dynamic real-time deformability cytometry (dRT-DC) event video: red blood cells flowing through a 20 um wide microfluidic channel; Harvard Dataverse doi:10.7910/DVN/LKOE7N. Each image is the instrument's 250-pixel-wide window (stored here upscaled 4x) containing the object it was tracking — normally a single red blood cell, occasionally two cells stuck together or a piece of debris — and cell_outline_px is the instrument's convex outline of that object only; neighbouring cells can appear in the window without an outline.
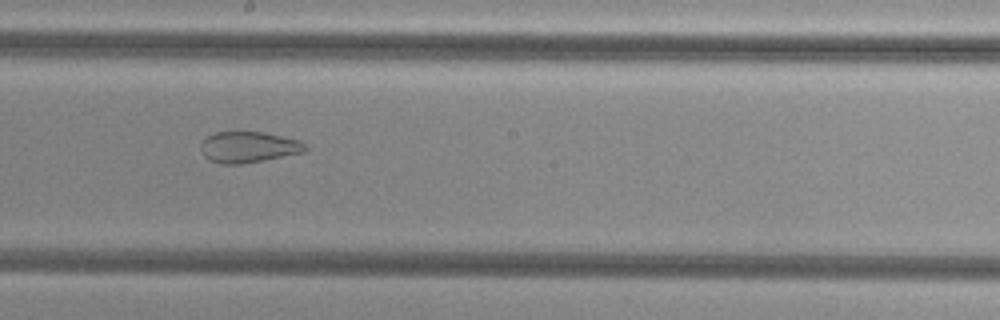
{"species": "common noctule bat (a hibernating species)", "species_latin": "Nyctalus noctula", "temperature_condition": "cold", "stored_images_in_passage": 54, "camera_frame_rate_fps": 3000, "um_per_image_px": 0.085, "animal": {"sex": "female", "body_mass_g": 29.2, "forearm_length_mm": 56.3}, "frame": {"image": 1, "passage_image": 31, "time_ms": 10.0, "image_size_px": [1000, 320], "cell_outline_px": [[308, 148], [304, 152], [240, 164], [220, 164], [208, 160], [204, 156], [200, 148], [200, 144], [208, 136], [216, 132], [264, 132], [296, 140], [304, 144]], "centroid_in_image_um": [21.06, 12.51], "position_along_channel_um": 227.1, "area_um2": 18.61}}
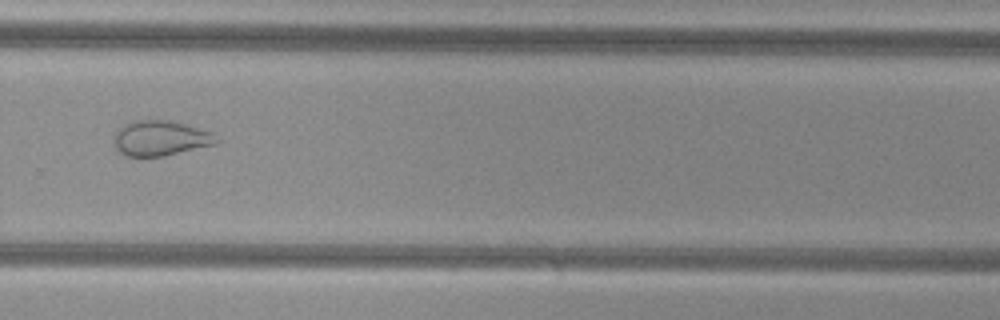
{"frame": {"image": 2, "passage_image": 38, "time_ms": 12.333, "image_size_px": [1000, 320], "cell_outline_px": [[220, 140], [216, 144], [164, 156], [124, 156], [116, 148], [112, 140], [116, 128], [124, 124], [136, 120], [168, 120], [184, 124], [212, 132]], "centroid_in_image_um": [13.6, 11.75], "position_along_channel_um": 316.2, "area_um2": 21.15}}
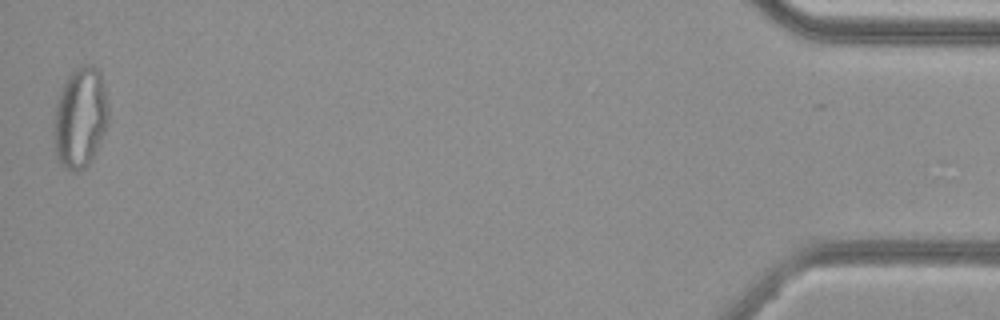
{"frame": {"image": 3, "passage_image": 54, "time_ms": 17.667, "image_size_px": [1000, 320], "cell_outline_px": [[108, 124], [88, 164], [80, 172], [72, 172], [64, 168], [60, 164], [56, 156], [56, 104], [60, 92], [72, 68], [80, 64], [92, 64], [100, 72], [104, 80], [108, 108]], "centroid_in_image_um": [6.85, 9.95], "position_along_channel_um": 428.3, "area_um2": 31.73}, "authors_computed_cell_mechanics": {"area_um2": 29.0734, "velocity_mm_per_s": 3.8208, "shape_relaxation_time_tau1_ms": null, "shape_relaxation_time_tau2_ms": 1.7136, "deformation_change_tau1": null, "deformation_change_tau2": 0.0819}}